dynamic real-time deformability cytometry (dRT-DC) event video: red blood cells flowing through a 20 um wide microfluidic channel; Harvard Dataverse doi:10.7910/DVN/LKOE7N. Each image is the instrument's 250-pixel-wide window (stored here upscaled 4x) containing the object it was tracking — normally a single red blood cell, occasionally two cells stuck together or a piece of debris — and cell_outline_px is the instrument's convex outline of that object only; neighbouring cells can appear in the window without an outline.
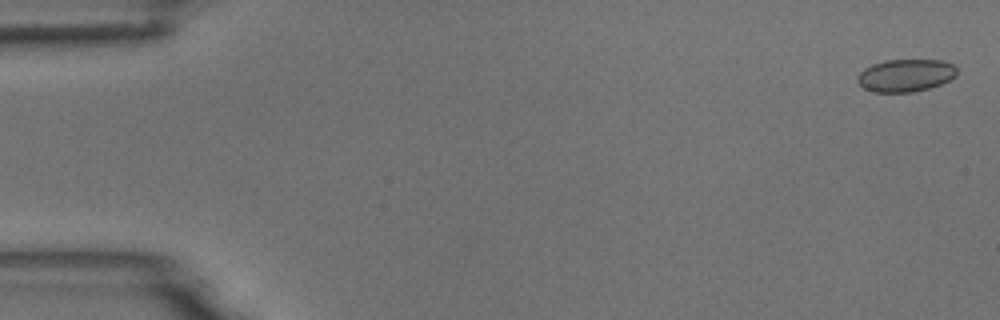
{"species": "common noctule bat (a hibernating species)", "species_latin": "Nyctalus noctula", "temperature_condition": "room temperature", "stored_images_in_passage": 55, "camera_frame_rate_fps": 3000, "um_per_image_px": 0.085, "animal": {"sex": "male", "body_mass_g": 18.8}, "frame": {"image": 1, "passage_image": 2, "time_ms": 0.333, "image_size_px": [1000, 320], "cell_outline_px": [[956, 76], [940, 84], [928, 88], [912, 92], [872, 92], [864, 88], [856, 80], [860, 72], [864, 68], [872, 64], [888, 60], [944, 60], [952, 64], [956, 68]], "centroid_in_image_um": [76.96, 6.4], "position_along_channel_um": 8.0, "area_um2": 18.79}}
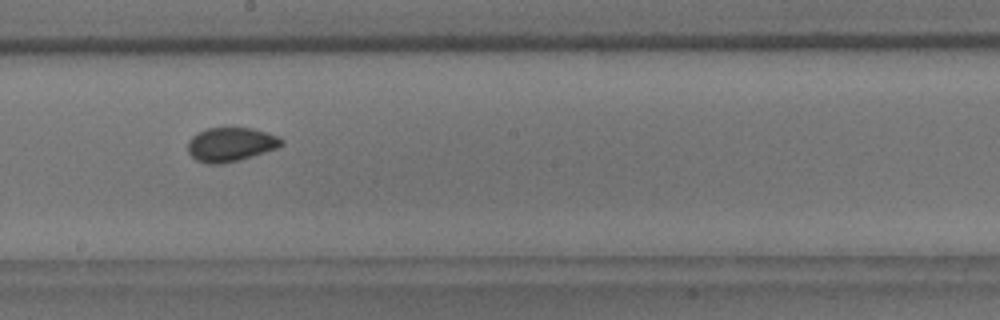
{"frame": {"image": 2, "passage_image": 31, "time_ms": 10.0, "image_size_px": [1000, 320], "cell_outline_px": [[284, 144], [276, 148], [240, 160], [220, 164], [208, 164], [196, 160], [188, 152], [188, 140], [192, 136], [208, 128], [252, 128], [268, 132], [280, 136], [284, 140]], "centroid_in_image_um": [19.63, 12.28], "position_along_channel_um": 228.6, "area_um2": 18.61}}
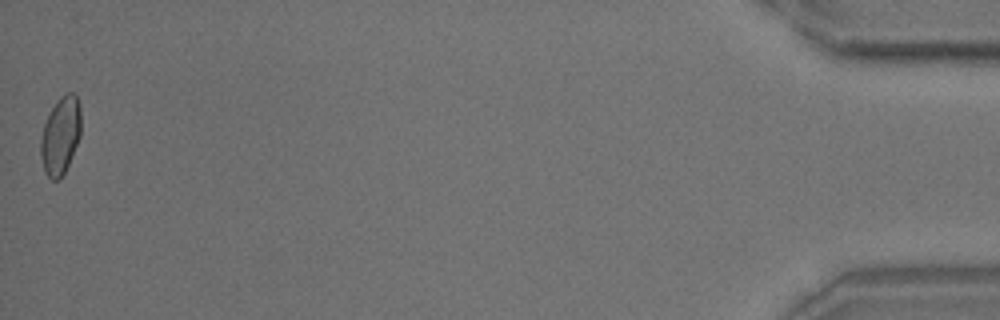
{"frame": {"image": 3, "passage_image": 55, "time_ms": 18.0, "image_size_px": [1000, 320], "cell_outline_px": [[80, 136], [68, 164], [60, 180], [52, 180], [44, 172], [40, 156], [40, 140], [44, 124], [52, 108], [60, 96], [68, 92], [76, 92], [80, 104]], "centroid_in_image_um": [5.14, 11.51], "position_along_channel_um": 430.1, "area_um2": 18.26}, "authors_computed_cell_mechanics": {"area_um2": 18.6694, "velocity_mm_per_s": 3.7033, "shape_relaxation_time_tau1_ms": null, "shape_relaxation_time_tau2_ms": 1.2622, "deformation_change_tau1": null, "deformation_change_tau2": 0.0457}}